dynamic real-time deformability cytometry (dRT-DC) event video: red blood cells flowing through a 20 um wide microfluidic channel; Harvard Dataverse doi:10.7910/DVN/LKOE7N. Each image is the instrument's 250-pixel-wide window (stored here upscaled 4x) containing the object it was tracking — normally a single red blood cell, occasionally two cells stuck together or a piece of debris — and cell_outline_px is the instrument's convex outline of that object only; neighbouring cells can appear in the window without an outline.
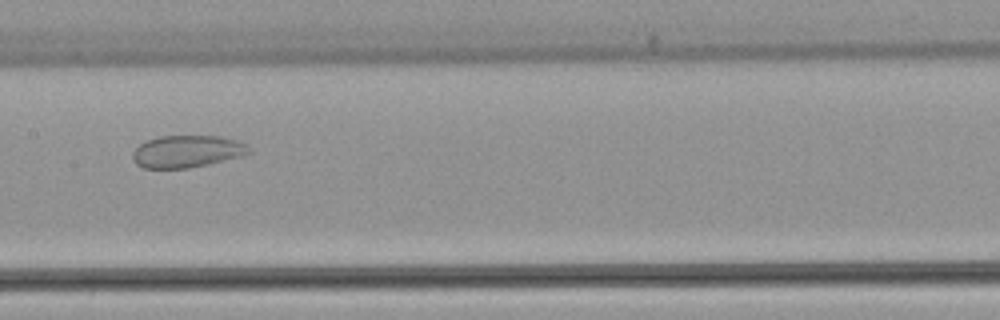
{"species": "common noctule bat (a hibernating species)", "species_latin": "Nyctalus noctula", "temperature_condition": "warm", "stored_images_in_passage": 8, "camera_frame_rate_fps": 3000, "um_per_image_px": 0.085, "animal": {"sex": "female", "body_mass_g": 22.7, "forearm_length_mm": 54.2}, "frame": {"image": 1, "passage_image": 6, "time_ms": 7.333, "image_size_px": [1000, 320], "cell_outline_px": [[252, 152], [244, 156], [208, 164], [188, 168], [144, 168], [136, 164], [132, 160], [132, 152], [140, 144], [148, 140], [160, 136], [220, 136], [240, 140]], "centroid_in_image_um": [15.91, 12.87], "position_along_channel_um": 191.5, "area_um2": 21.91}}
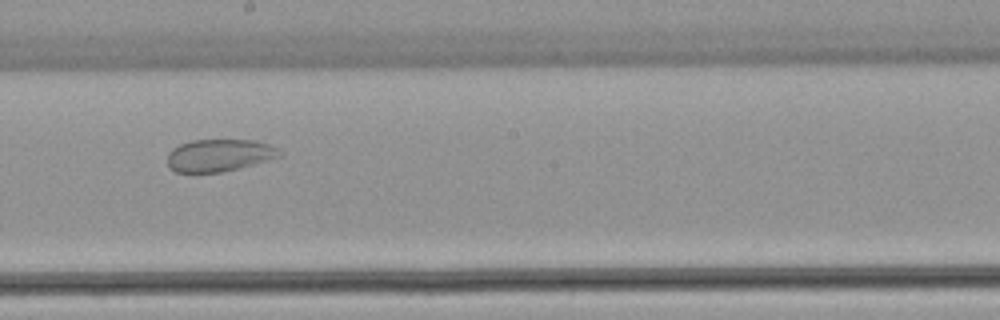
{"frame": {"image": 2, "passage_image": 7, "time_ms": 8.333, "image_size_px": [1000, 320], "cell_outline_px": [[284, 156], [220, 172], [176, 172], [168, 168], [168, 152], [172, 148], [180, 144], [192, 140], [256, 140], [280, 148], [284, 152]], "centroid_in_image_um": [18.66, 13.19], "position_along_channel_um": 229.5, "area_um2": 21.21}}
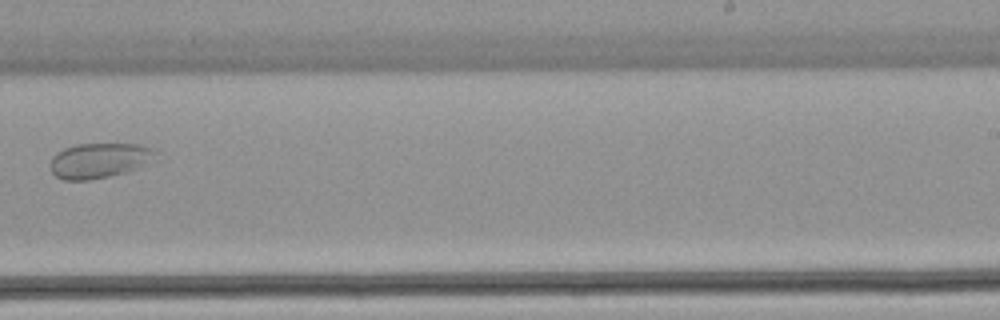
{"frame": {"image": 3, "passage_image": 8, "time_ms": 9.667, "image_size_px": [1000, 320], "cell_outline_px": [[160, 152], [136, 168], [124, 172], [108, 176], [88, 180], [64, 180], [56, 176], [52, 172], [48, 164], [52, 156], [56, 152], [64, 148], [76, 144], [140, 144], [156, 148]], "centroid_in_image_um": [8.38, 13.62], "position_along_channel_um": 280.6, "area_um2": 21.5}}